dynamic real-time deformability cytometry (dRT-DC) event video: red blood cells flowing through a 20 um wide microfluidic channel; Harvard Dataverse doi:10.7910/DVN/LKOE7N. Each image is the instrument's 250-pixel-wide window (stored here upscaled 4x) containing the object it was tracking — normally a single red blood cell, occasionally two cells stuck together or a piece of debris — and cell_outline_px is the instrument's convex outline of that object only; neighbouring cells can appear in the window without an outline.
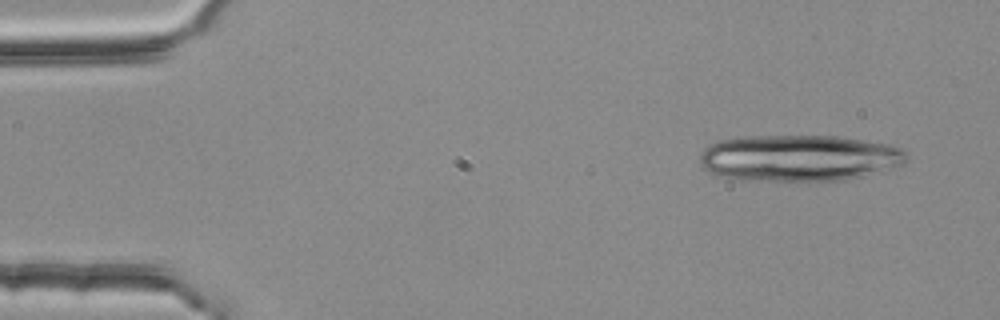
{"species": "common noctule bat (a hibernating species)", "species_latin": "Nyctalus noctula", "temperature_condition": "room temperature", "stored_images_in_passage": 2, "camera_frame_rate_fps": 3000, "um_per_image_px": 0.085, "animal": {"sex": "female", "body_mass_g": 25.1}, "frame": {"image": 1, "passage_image": 1, "time_ms": 0.0, "image_size_px": [1000, 320], "cell_outline_px": [[908, 156], [904, 164], [860, 176], [844, 180], [732, 180], [720, 176], [704, 168], [700, 164], [700, 152], [704, 148], [720, 140], [744, 136], [836, 136], [888, 144], [900, 148]], "centroid_in_image_um": [67.87, 13.42], "position_along_channel_um": 17.1, "area_um2": 55.66}}